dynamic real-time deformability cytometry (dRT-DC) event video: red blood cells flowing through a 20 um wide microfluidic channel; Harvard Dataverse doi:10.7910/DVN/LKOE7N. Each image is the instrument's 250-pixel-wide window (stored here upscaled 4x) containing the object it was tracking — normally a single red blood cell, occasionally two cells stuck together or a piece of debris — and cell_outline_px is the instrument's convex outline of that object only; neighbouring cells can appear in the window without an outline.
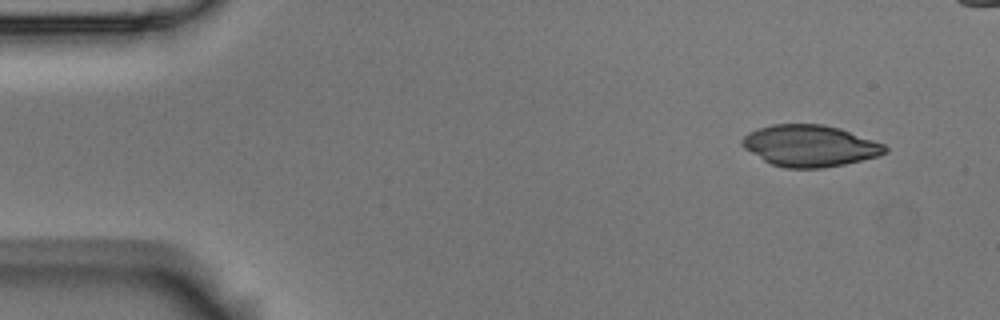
{"species": "Egyptian fruit bat (a non-hibernating species)", "species_latin": "Rousettus aegyptiacus", "temperature_condition": "room temperature", "stored_images_in_passage": 4, "camera_frame_rate_fps": 3000, "um_per_image_px": 0.085, "animal": {"sex": "male"}, "frame": {"image": 1, "passage_image": 1, "time_ms": 0.0, "image_size_px": [1000, 320], "cell_outline_px": [[888, 152], [880, 156], [844, 164], [824, 168], [784, 168], [772, 164], [764, 160], [744, 148], [740, 144], [740, 140], [744, 136], [760, 128], [772, 124], [824, 124], [840, 128], [884, 144], [888, 148]], "centroid_in_image_um": [68.86, 12.4], "position_along_channel_um": 16.1, "area_um2": 34.51}}